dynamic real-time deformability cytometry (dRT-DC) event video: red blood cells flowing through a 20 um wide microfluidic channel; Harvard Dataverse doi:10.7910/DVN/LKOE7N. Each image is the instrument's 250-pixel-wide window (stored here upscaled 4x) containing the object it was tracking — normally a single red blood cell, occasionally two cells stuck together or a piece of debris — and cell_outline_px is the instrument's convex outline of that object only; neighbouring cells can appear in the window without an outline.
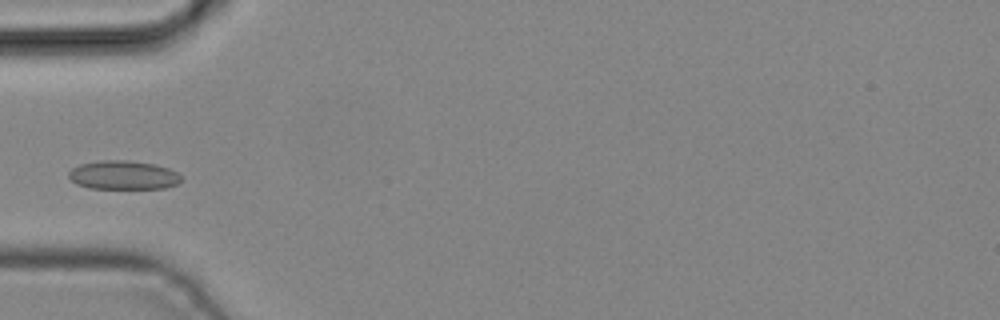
{"species": "common noctule bat (a hibernating species)", "species_latin": "Nyctalus noctula", "temperature_condition": "cold", "stored_images_in_passage": 6, "camera_frame_rate_fps": 3000, "um_per_image_px": 0.085, "animal": {"sex": "male", "body_mass_g": 19.2, "forearm_length_mm": 51.8}, "frame": {"image": 1, "passage_image": 5, "time_ms": 1.333, "image_size_px": [1000, 320], "cell_outline_px": [[180, 180], [176, 184], [164, 188], [88, 188], [76, 184], [68, 176], [68, 172], [72, 168], [80, 164], [100, 160], [128, 160], [152, 164], [168, 168], [176, 172], [180, 176]], "centroid_in_image_um": [10.43, 14.88], "position_along_channel_um": 74.6, "area_um2": 18.73}}
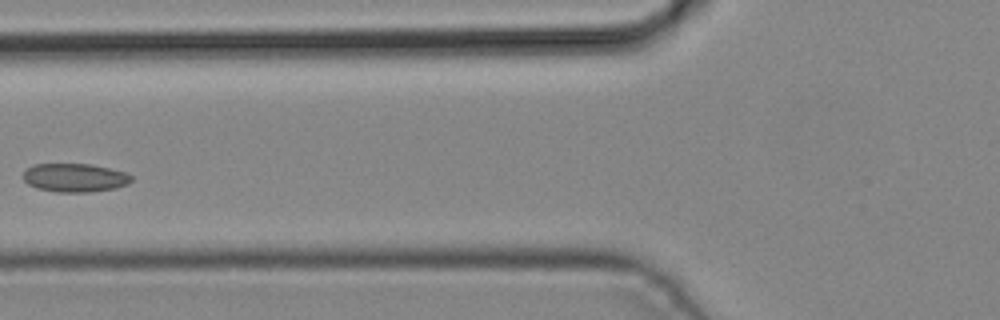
{"frame": {"image": 2, "passage_image": 6, "time_ms": 1.667, "image_size_px": [1000, 320], "cell_outline_px": [[132, 180], [128, 184], [116, 188], [88, 192], [56, 192], [40, 188], [28, 184], [24, 180], [24, 172], [32, 164], [92, 164], [124, 172], [132, 176]], "centroid_in_image_um": [6.37, 15.1], "position_along_channel_um": 119.4, "area_um2": 17.86}}